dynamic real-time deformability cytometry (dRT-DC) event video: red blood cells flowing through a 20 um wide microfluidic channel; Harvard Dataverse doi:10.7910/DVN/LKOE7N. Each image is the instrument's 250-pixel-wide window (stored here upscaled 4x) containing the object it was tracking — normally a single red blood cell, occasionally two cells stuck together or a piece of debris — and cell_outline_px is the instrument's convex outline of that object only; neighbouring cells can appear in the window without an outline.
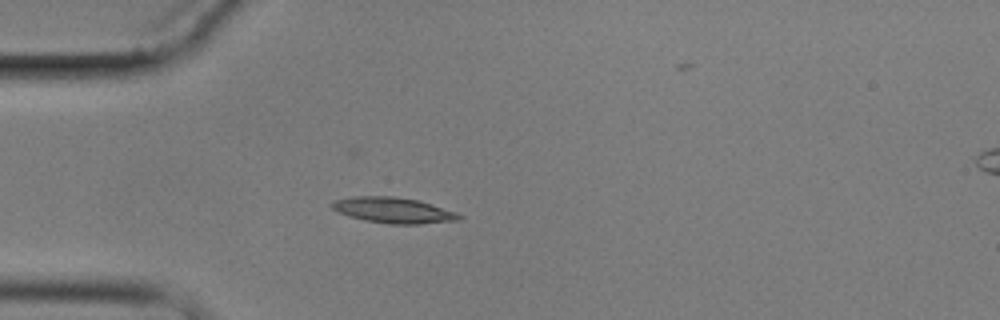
{"species": "common noctule bat (a hibernating species)", "species_latin": "Nyctalus noctula", "temperature_condition": "cold", "stored_images_in_passage": 4, "camera_frame_rate_fps": 3000, "um_per_image_px": 0.085, "animal": {"sex": "male", "body_mass_g": 17.9}, "frame": {"image": 1, "passage_image": 3, "time_ms": 3.333, "image_size_px": [1000, 320], "cell_outline_px": [[464, 216], [460, 220], [420, 224], [388, 224], [364, 220], [348, 216], [336, 212], [332, 208], [332, 200], [352, 196], [392, 196], [416, 200], [456, 212]], "centroid_in_image_um": [33.39, 17.88], "position_along_channel_um": 51.6, "area_um2": 19.07}}